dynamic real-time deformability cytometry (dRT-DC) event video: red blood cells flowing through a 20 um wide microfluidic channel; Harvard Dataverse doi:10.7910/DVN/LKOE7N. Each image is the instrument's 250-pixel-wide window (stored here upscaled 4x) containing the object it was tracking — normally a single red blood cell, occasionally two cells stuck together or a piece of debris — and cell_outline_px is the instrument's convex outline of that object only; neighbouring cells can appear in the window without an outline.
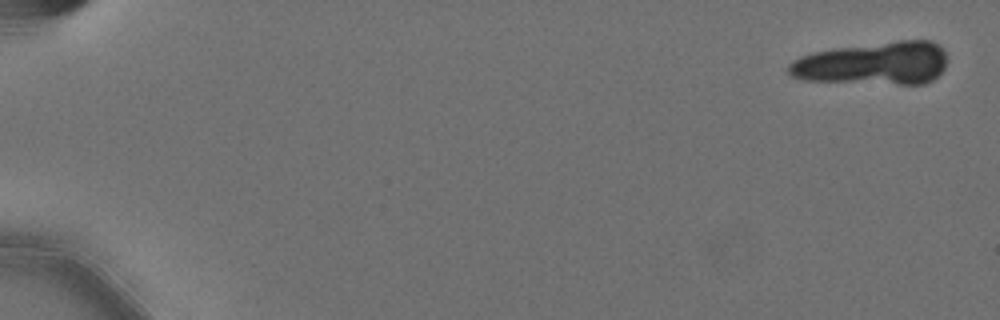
{"species": "Egyptian fruit bat (a non-hibernating species)", "species_latin": "Rousettus aegyptiacus", "temperature_condition": "cold", "stored_images_in_passage": 11, "camera_frame_rate_fps": 3000, "um_per_image_px": 0.085, "animal": {"sex": "female"}, "frame": {"image": 1, "passage_image": 2, "time_ms": 0.333, "image_size_px": [1000, 320], "cell_outline_px": [[944, 68], [932, 80], [924, 84], [900, 84], [804, 80], [792, 76], [788, 72], [788, 64], [792, 60], [800, 56], [812, 52], [832, 48], [900, 40], [932, 40], [940, 44], [944, 52]], "centroid_in_image_um": [74.22, 5.37], "position_along_channel_um": 10.8, "area_um2": 39.77}}